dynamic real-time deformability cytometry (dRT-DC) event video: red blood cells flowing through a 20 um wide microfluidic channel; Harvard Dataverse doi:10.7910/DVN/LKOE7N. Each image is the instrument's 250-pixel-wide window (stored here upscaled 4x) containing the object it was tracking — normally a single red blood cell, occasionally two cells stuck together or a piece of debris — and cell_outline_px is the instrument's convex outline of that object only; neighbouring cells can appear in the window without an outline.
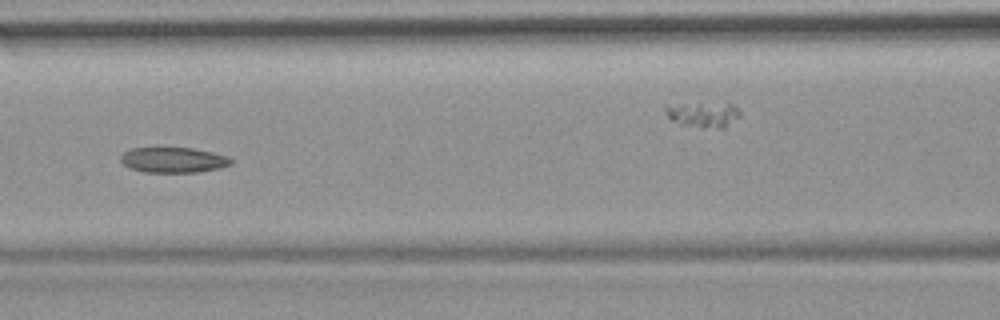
{"species": "common noctule bat (a hibernating species)", "species_latin": "Nyctalus noctula", "temperature_condition": "room temperature", "stored_images_in_passage": 11, "camera_frame_rate_fps": 3000, "um_per_image_px": 0.085, "animal": {"sex": "female", "body_mass_g": 19.9}, "frame": {"image": 1, "passage_image": 7, "time_ms": 7.0, "image_size_px": [1000, 320], "cell_outline_px": [[232, 164], [216, 168], [196, 172], [144, 172], [132, 168], [124, 164], [120, 160], [120, 156], [124, 152], [132, 148], [160, 144], [192, 148], [212, 152], [228, 156], [232, 160]], "centroid_in_image_um": [14.67, 13.53], "position_along_channel_um": 151.9, "area_um2": 16.94}}
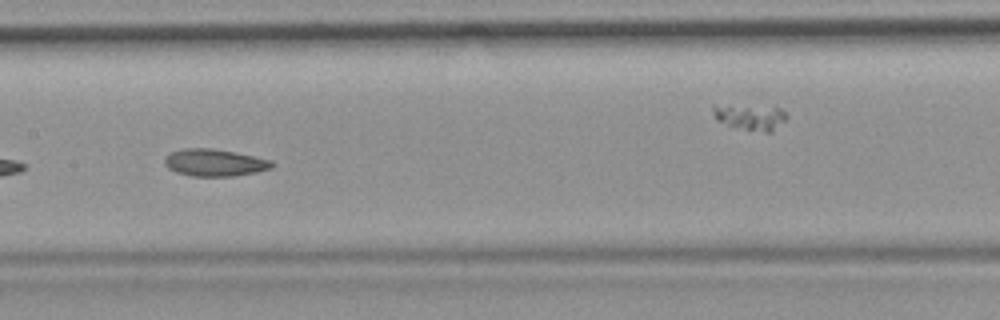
{"frame": {"image": 2, "passage_image": 8, "time_ms": 8.0, "image_size_px": [1000, 320], "cell_outline_px": [[276, 164], [272, 168], [256, 172], [236, 176], [192, 176], [176, 172], [168, 168], [164, 164], [164, 156], [172, 152], [184, 148], [212, 148], [236, 152], [272, 160]], "centroid_in_image_um": [18.26, 13.82], "position_along_channel_um": 189.1, "area_um2": 17.17}}